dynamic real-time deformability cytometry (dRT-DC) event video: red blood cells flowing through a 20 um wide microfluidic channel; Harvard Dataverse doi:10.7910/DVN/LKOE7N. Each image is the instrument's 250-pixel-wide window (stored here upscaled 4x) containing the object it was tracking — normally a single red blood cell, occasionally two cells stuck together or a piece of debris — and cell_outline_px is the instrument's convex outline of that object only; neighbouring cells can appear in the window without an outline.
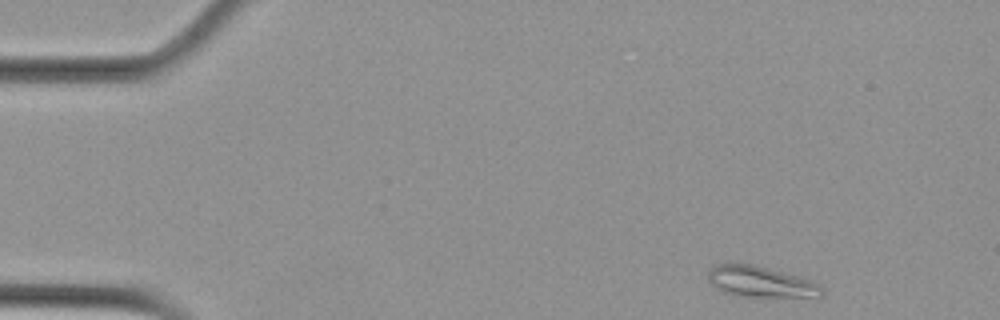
{"species": "Egyptian fruit bat (a non-hibernating species)", "species_latin": "Rousettus aegyptiacus", "temperature_condition": "cold", "stored_images_in_passage": 5, "camera_frame_rate_fps": 3000, "um_per_image_px": 0.085, "animal": {"sex": "female"}, "frame": {"image": 1, "passage_image": 1, "time_ms": 0.0, "image_size_px": [1000, 320], "cell_outline_px": [[824, 292], [820, 296], [744, 296], [720, 292], [708, 280], [708, 272], [716, 264], [756, 264], [812, 280], [820, 284], [824, 288]], "centroid_in_image_um": [64.66, 23.94], "position_along_channel_um": 20.3, "area_um2": 20.4}}